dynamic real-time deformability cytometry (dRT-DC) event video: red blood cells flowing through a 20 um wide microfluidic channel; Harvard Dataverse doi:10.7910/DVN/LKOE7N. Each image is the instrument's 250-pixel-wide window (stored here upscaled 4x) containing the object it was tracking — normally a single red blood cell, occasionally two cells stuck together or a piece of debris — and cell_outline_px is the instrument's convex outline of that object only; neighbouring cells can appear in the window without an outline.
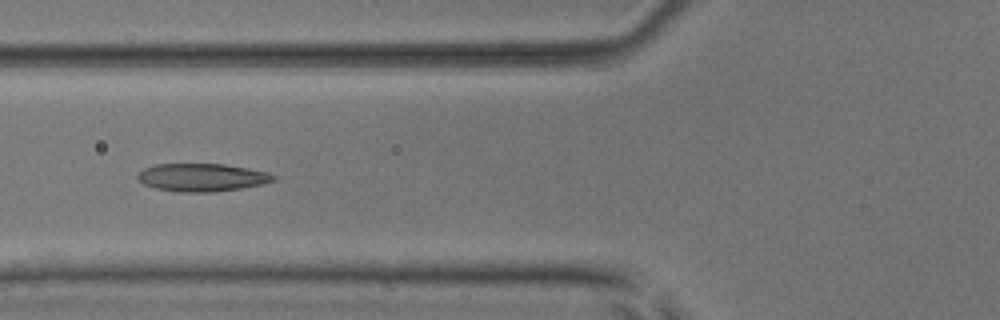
{"species": "common noctule bat (a hibernating species)", "species_latin": "Nyctalus noctula", "temperature_condition": "room temperature", "stored_images_in_passage": 53, "camera_frame_rate_fps": 3000, "um_per_image_px": 0.085, "animal": {"sex": "male", "body_mass_g": 17.9, "forearm_length_mm": 54.2}, "frame": {"image": 1, "passage_image": 21, "time_ms": 6.667, "image_size_px": [1000, 320], "cell_outline_px": [[276, 180], [260, 184], [240, 188], [212, 192], [180, 192], [156, 188], [144, 184], [136, 180], [136, 176], [144, 168], [152, 164], [224, 164], [248, 168], [268, 172], [276, 176]], "centroid_in_image_um": [17.13, 15.07], "position_along_channel_um": 108.7, "area_um2": 22.08}}
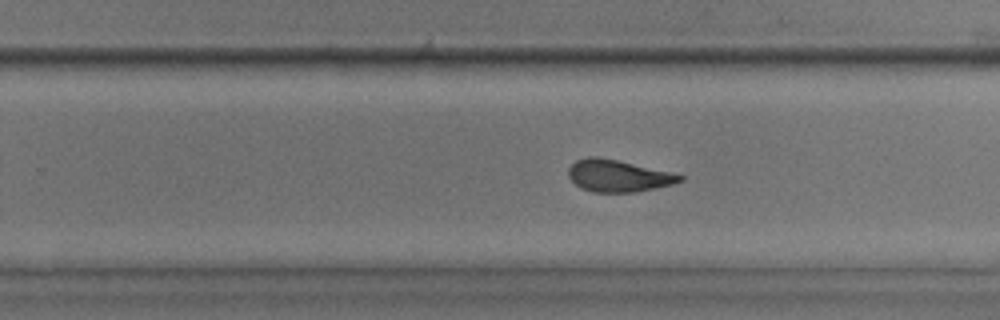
{"frame": {"image": 2, "passage_image": 34, "time_ms": 11.0, "image_size_px": [1000, 320], "cell_outline_px": [[684, 180], [672, 184], [632, 192], [592, 192], [580, 188], [568, 176], [568, 168], [576, 160], [588, 156], [596, 156], [616, 160], [668, 172], [684, 176]], "centroid_in_image_um": [52.47, 14.94], "position_along_channel_um": 277.3, "area_um2": 20.35}}
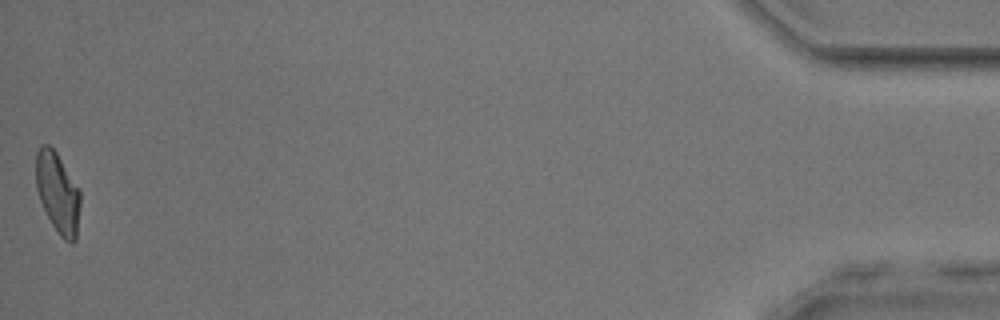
{"frame": {"image": 3, "passage_image": 53, "time_ms": 17.333, "image_size_px": [1000, 320], "cell_outline_px": [[80, 204], [76, 240], [72, 244], [64, 240], [56, 232], [40, 200], [36, 188], [36, 152], [40, 144], [48, 144], [56, 152], [80, 192]], "centroid_in_image_um": [4.9, 16.4], "position_along_channel_um": 430.3, "area_um2": 20.63}, "authors_computed_cell_mechanics": {"area_um2": 21.6172, "velocity_mm_per_s": 3.9058, "shape_relaxation_time_tau1_ms": 4.7601, "shape_relaxation_time_tau2_ms": 1.7664, "deformation_change_tau1": 0.1545, "deformation_change_tau2": 0.0876}}